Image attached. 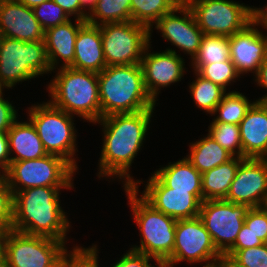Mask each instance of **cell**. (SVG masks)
I'll return each mask as SVG.
<instances>
[{
	"instance_id": "50",
	"label": "cell",
	"mask_w": 267,
	"mask_h": 267,
	"mask_svg": "<svg viewBox=\"0 0 267 267\" xmlns=\"http://www.w3.org/2000/svg\"><path fill=\"white\" fill-rule=\"evenodd\" d=\"M152 267H172L167 262H155Z\"/></svg>"
},
{
	"instance_id": "13",
	"label": "cell",
	"mask_w": 267,
	"mask_h": 267,
	"mask_svg": "<svg viewBox=\"0 0 267 267\" xmlns=\"http://www.w3.org/2000/svg\"><path fill=\"white\" fill-rule=\"evenodd\" d=\"M249 210L247 205L225 200H208L201 203L199 217L221 254H225L235 244Z\"/></svg>"
},
{
	"instance_id": "20",
	"label": "cell",
	"mask_w": 267,
	"mask_h": 267,
	"mask_svg": "<svg viewBox=\"0 0 267 267\" xmlns=\"http://www.w3.org/2000/svg\"><path fill=\"white\" fill-rule=\"evenodd\" d=\"M85 23L86 21L72 18L63 24L48 28L45 31L44 41L52 71L58 68L70 67L73 64L75 40L79 29Z\"/></svg>"
},
{
	"instance_id": "45",
	"label": "cell",
	"mask_w": 267,
	"mask_h": 267,
	"mask_svg": "<svg viewBox=\"0 0 267 267\" xmlns=\"http://www.w3.org/2000/svg\"><path fill=\"white\" fill-rule=\"evenodd\" d=\"M254 18L260 25V28L265 29L264 32H267V5L264 7H254Z\"/></svg>"
},
{
	"instance_id": "32",
	"label": "cell",
	"mask_w": 267,
	"mask_h": 267,
	"mask_svg": "<svg viewBox=\"0 0 267 267\" xmlns=\"http://www.w3.org/2000/svg\"><path fill=\"white\" fill-rule=\"evenodd\" d=\"M131 21V0H98L86 22L92 25Z\"/></svg>"
},
{
	"instance_id": "14",
	"label": "cell",
	"mask_w": 267,
	"mask_h": 267,
	"mask_svg": "<svg viewBox=\"0 0 267 267\" xmlns=\"http://www.w3.org/2000/svg\"><path fill=\"white\" fill-rule=\"evenodd\" d=\"M149 29L150 40H152L153 29H156L163 37L162 39L169 41L171 46L179 49L174 48V50L168 47L166 50L175 53L181 51L189 56L188 59L191 58L190 61L197 55L204 36L202 30L198 27L192 10L184 1L170 13L163 15Z\"/></svg>"
},
{
	"instance_id": "28",
	"label": "cell",
	"mask_w": 267,
	"mask_h": 267,
	"mask_svg": "<svg viewBox=\"0 0 267 267\" xmlns=\"http://www.w3.org/2000/svg\"><path fill=\"white\" fill-rule=\"evenodd\" d=\"M255 101V99L249 100L244 93L236 90L226 92L216 106L212 114L216 116L211 122L239 125Z\"/></svg>"
},
{
	"instance_id": "21",
	"label": "cell",
	"mask_w": 267,
	"mask_h": 267,
	"mask_svg": "<svg viewBox=\"0 0 267 267\" xmlns=\"http://www.w3.org/2000/svg\"><path fill=\"white\" fill-rule=\"evenodd\" d=\"M239 127L242 158L267 157V103L255 101Z\"/></svg>"
},
{
	"instance_id": "24",
	"label": "cell",
	"mask_w": 267,
	"mask_h": 267,
	"mask_svg": "<svg viewBox=\"0 0 267 267\" xmlns=\"http://www.w3.org/2000/svg\"><path fill=\"white\" fill-rule=\"evenodd\" d=\"M154 173L167 187L173 191H189L191 194L202 193V174L184 156L168 165H160Z\"/></svg>"
},
{
	"instance_id": "46",
	"label": "cell",
	"mask_w": 267,
	"mask_h": 267,
	"mask_svg": "<svg viewBox=\"0 0 267 267\" xmlns=\"http://www.w3.org/2000/svg\"><path fill=\"white\" fill-rule=\"evenodd\" d=\"M217 263L219 267H245L226 254H222Z\"/></svg>"
},
{
	"instance_id": "1",
	"label": "cell",
	"mask_w": 267,
	"mask_h": 267,
	"mask_svg": "<svg viewBox=\"0 0 267 267\" xmlns=\"http://www.w3.org/2000/svg\"><path fill=\"white\" fill-rule=\"evenodd\" d=\"M154 111L148 109L137 113L112 114L93 123L103 127L97 178L106 181L117 179L123 184L122 187L134 185L136 180L131 175V166L144 147Z\"/></svg>"
},
{
	"instance_id": "49",
	"label": "cell",
	"mask_w": 267,
	"mask_h": 267,
	"mask_svg": "<svg viewBox=\"0 0 267 267\" xmlns=\"http://www.w3.org/2000/svg\"><path fill=\"white\" fill-rule=\"evenodd\" d=\"M20 3H23L27 7L33 8L37 5H40L42 2L48 1V0H16Z\"/></svg>"
},
{
	"instance_id": "16",
	"label": "cell",
	"mask_w": 267,
	"mask_h": 267,
	"mask_svg": "<svg viewBox=\"0 0 267 267\" xmlns=\"http://www.w3.org/2000/svg\"><path fill=\"white\" fill-rule=\"evenodd\" d=\"M151 43L150 40L140 64L143 70L145 89L152 100L159 104L157 101L161 90L181 82L189 70H186L184 55L168 50L151 52L153 49Z\"/></svg>"
},
{
	"instance_id": "31",
	"label": "cell",
	"mask_w": 267,
	"mask_h": 267,
	"mask_svg": "<svg viewBox=\"0 0 267 267\" xmlns=\"http://www.w3.org/2000/svg\"><path fill=\"white\" fill-rule=\"evenodd\" d=\"M98 244H92L91 246L82 247L76 252V255L88 266V267H101L99 265V248ZM157 262L153 257L146 254L129 250L117 258L116 262L111 264L110 267H152V263ZM152 262V263H151Z\"/></svg>"
},
{
	"instance_id": "11",
	"label": "cell",
	"mask_w": 267,
	"mask_h": 267,
	"mask_svg": "<svg viewBox=\"0 0 267 267\" xmlns=\"http://www.w3.org/2000/svg\"><path fill=\"white\" fill-rule=\"evenodd\" d=\"M106 66L140 64L150 29L133 21L99 25Z\"/></svg>"
},
{
	"instance_id": "12",
	"label": "cell",
	"mask_w": 267,
	"mask_h": 267,
	"mask_svg": "<svg viewBox=\"0 0 267 267\" xmlns=\"http://www.w3.org/2000/svg\"><path fill=\"white\" fill-rule=\"evenodd\" d=\"M221 255L199 216L176 221L173 253L166 261L172 267L185 261L191 267L209 265L217 262Z\"/></svg>"
},
{
	"instance_id": "23",
	"label": "cell",
	"mask_w": 267,
	"mask_h": 267,
	"mask_svg": "<svg viewBox=\"0 0 267 267\" xmlns=\"http://www.w3.org/2000/svg\"><path fill=\"white\" fill-rule=\"evenodd\" d=\"M18 118L7 132L11 162L38 159L46 156L42 141L32 122Z\"/></svg>"
},
{
	"instance_id": "51",
	"label": "cell",
	"mask_w": 267,
	"mask_h": 267,
	"mask_svg": "<svg viewBox=\"0 0 267 267\" xmlns=\"http://www.w3.org/2000/svg\"><path fill=\"white\" fill-rule=\"evenodd\" d=\"M201 267H219L218 263L215 262L213 264H209V265H204V266H201Z\"/></svg>"
},
{
	"instance_id": "42",
	"label": "cell",
	"mask_w": 267,
	"mask_h": 267,
	"mask_svg": "<svg viewBox=\"0 0 267 267\" xmlns=\"http://www.w3.org/2000/svg\"><path fill=\"white\" fill-rule=\"evenodd\" d=\"M253 81L255 86L265 89L267 92V57L264 59L263 63L259 66L258 72L253 76ZM256 101L267 102V93H265L261 98H257Z\"/></svg>"
},
{
	"instance_id": "15",
	"label": "cell",
	"mask_w": 267,
	"mask_h": 267,
	"mask_svg": "<svg viewBox=\"0 0 267 267\" xmlns=\"http://www.w3.org/2000/svg\"><path fill=\"white\" fill-rule=\"evenodd\" d=\"M145 182V184L143 183ZM145 186L141 197L154 209L176 219H191L199 216L203 194H191L189 191H173L154 173L146 181L136 179L132 186Z\"/></svg>"
},
{
	"instance_id": "35",
	"label": "cell",
	"mask_w": 267,
	"mask_h": 267,
	"mask_svg": "<svg viewBox=\"0 0 267 267\" xmlns=\"http://www.w3.org/2000/svg\"><path fill=\"white\" fill-rule=\"evenodd\" d=\"M32 10L34 16L45 31L48 28L63 24L71 19L62 7L53 0L42 2L40 5L33 7Z\"/></svg>"
},
{
	"instance_id": "26",
	"label": "cell",
	"mask_w": 267,
	"mask_h": 267,
	"mask_svg": "<svg viewBox=\"0 0 267 267\" xmlns=\"http://www.w3.org/2000/svg\"><path fill=\"white\" fill-rule=\"evenodd\" d=\"M188 145L189 151L185 157L201 174L226 163L234 157L208 133Z\"/></svg>"
},
{
	"instance_id": "38",
	"label": "cell",
	"mask_w": 267,
	"mask_h": 267,
	"mask_svg": "<svg viewBox=\"0 0 267 267\" xmlns=\"http://www.w3.org/2000/svg\"><path fill=\"white\" fill-rule=\"evenodd\" d=\"M244 223L264 243H267V211L263 207L250 208Z\"/></svg>"
},
{
	"instance_id": "27",
	"label": "cell",
	"mask_w": 267,
	"mask_h": 267,
	"mask_svg": "<svg viewBox=\"0 0 267 267\" xmlns=\"http://www.w3.org/2000/svg\"><path fill=\"white\" fill-rule=\"evenodd\" d=\"M231 59L230 38L223 35H204L197 55L189 63L192 71L203 65L221 63Z\"/></svg>"
},
{
	"instance_id": "10",
	"label": "cell",
	"mask_w": 267,
	"mask_h": 267,
	"mask_svg": "<svg viewBox=\"0 0 267 267\" xmlns=\"http://www.w3.org/2000/svg\"><path fill=\"white\" fill-rule=\"evenodd\" d=\"M192 10L204 35L230 37L244 30L254 18V6L235 0H183Z\"/></svg>"
},
{
	"instance_id": "53",
	"label": "cell",
	"mask_w": 267,
	"mask_h": 267,
	"mask_svg": "<svg viewBox=\"0 0 267 267\" xmlns=\"http://www.w3.org/2000/svg\"><path fill=\"white\" fill-rule=\"evenodd\" d=\"M2 39H3V36H2V34L0 32V50H1V45H2Z\"/></svg>"
},
{
	"instance_id": "41",
	"label": "cell",
	"mask_w": 267,
	"mask_h": 267,
	"mask_svg": "<svg viewBox=\"0 0 267 267\" xmlns=\"http://www.w3.org/2000/svg\"><path fill=\"white\" fill-rule=\"evenodd\" d=\"M11 162L7 133L0 132V174H4Z\"/></svg>"
},
{
	"instance_id": "18",
	"label": "cell",
	"mask_w": 267,
	"mask_h": 267,
	"mask_svg": "<svg viewBox=\"0 0 267 267\" xmlns=\"http://www.w3.org/2000/svg\"><path fill=\"white\" fill-rule=\"evenodd\" d=\"M259 28L254 20L244 30L229 37L231 60L242 77L249 73L254 76L267 57V34Z\"/></svg>"
},
{
	"instance_id": "44",
	"label": "cell",
	"mask_w": 267,
	"mask_h": 267,
	"mask_svg": "<svg viewBox=\"0 0 267 267\" xmlns=\"http://www.w3.org/2000/svg\"><path fill=\"white\" fill-rule=\"evenodd\" d=\"M80 2V20L86 21L95 10L98 0H79Z\"/></svg>"
},
{
	"instance_id": "2",
	"label": "cell",
	"mask_w": 267,
	"mask_h": 267,
	"mask_svg": "<svg viewBox=\"0 0 267 267\" xmlns=\"http://www.w3.org/2000/svg\"><path fill=\"white\" fill-rule=\"evenodd\" d=\"M74 188L42 186L14 193L12 230L53 238L69 245L67 235L72 227L71 219L62 207L60 195L64 189Z\"/></svg>"
},
{
	"instance_id": "34",
	"label": "cell",
	"mask_w": 267,
	"mask_h": 267,
	"mask_svg": "<svg viewBox=\"0 0 267 267\" xmlns=\"http://www.w3.org/2000/svg\"><path fill=\"white\" fill-rule=\"evenodd\" d=\"M197 73L203 78L219 85L226 92H230L234 82L236 83L237 80L240 81L239 79L242 78L231 59L221 63L203 65Z\"/></svg>"
},
{
	"instance_id": "52",
	"label": "cell",
	"mask_w": 267,
	"mask_h": 267,
	"mask_svg": "<svg viewBox=\"0 0 267 267\" xmlns=\"http://www.w3.org/2000/svg\"><path fill=\"white\" fill-rule=\"evenodd\" d=\"M263 208L267 211V197H266V200L264 202Z\"/></svg>"
},
{
	"instance_id": "22",
	"label": "cell",
	"mask_w": 267,
	"mask_h": 267,
	"mask_svg": "<svg viewBox=\"0 0 267 267\" xmlns=\"http://www.w3.org/2000/svg\"><path fill=\"white\" fill-rule=\"evenodd\" d=\"M75 58L72 68L100 73L106 67L100 27L85 23L75 40Z\"/></svg>"
},
{
	"instance_id": "30",
	"label": "cell",
	"mask_w": 267,
	"mask_h": 267,
	"mask_svg": "<svg viewBox=\"0 0 267 267\" xmlns=\"http://www.w3.org/2000/svg\"><path fill=\"white\" fill-rule=\"evenodd\" d=\"M183 0H131V21L151 28L163 15L173 11Z\"/></svg>"
},
{
	"instance_id": "43",
	"label": "cell",
	"mask_w": 267,
	"mask_h": 267,
	"mask_svg": "<svg viewBox=\"0 0 267 267\" xmlns=\"http://www.w3.org/2000/svg\"><path fill=\"white\" fill-rule=\"evenodd\" d=\"M62 7L66 14L74 19L80 20V2L79 0H53Z\"/></svg>"
},
{
	"instance_id": "3",
	"label": "cell",
	"mask_w": 267,
	"mask_h": 267,
	"mask_svg": "<svg viewBox=\"0 0 267 267\" xmlns=\"http://www.w3.org/2000/svg\"><path fill=\"white\" fill-rule=\"evenodd\" d=\"M46 84L49 102L68 114L76 115L90 124L101 119L98 73L72 67L52 71Z\"/></svg>"
},
{
	"instance_id": "25",
	"label": "cell",
	"mask_w": 267,
	"mask_h": 267,
	"mask_svg": "<svg viewBox=\"0 0 267 267\" xmlns=\"http://www.w3.org/2000/svg\"><path fill=\"white\" fill-rule=\"evenodd\" d=\"M244 158L231 160L202 173L203 201L225 200L234 180L237 168Z\"/></svg>"
},
{
	"instance_id": "48",
	"label": "cell",
	"mask_w": 267,
	"mask_h": 267,
	"mask_svg": "<svg viewBox=\"0 0 267 267\" xmlns=\"http://www.w3.org/2000/svg\"><path fill=\"white\" fill-rule=\"evenodd\" d=\"M64 267H88L76 254Z\"/></svg>"
},
{
	"instance_id": "8",
	"label": "cell",
	"mask_w": 267,
	"mask_h": 267,
	"mask_svg": "<svg viewBox=\"0 0 267 267\" xmlns=\"http://www.w3.org/2000/svg\"><path fill=\"white\" fill-rule=\"evenodd\" d=\"M52 70L44 40L22 41L3 37L0 50V88L13 89Z\"/></svg>"
},
{
	"instance_id": "33",
	"label": "cell",
	"mask_w": 267,
	"mask_h": 267,
	"mask_svg": "<svg viewBox=\"0 0 267 267\" xmlns=\"http://www.w3.org/2000/svg\"><path fill=\"white\" fill-rule=\"evenodd\" d=\"M208 134L234 157L242 158L240 127L235 124L211 122Z\"/></svg>"
},
{
	"instance_id": "17",
	"label": "cell",
	"mask_w": 267,
	"mask_h": 267,
	"mask_svg": "<svg viewBox=\"0 0 267 267\" xmlns=\"http://www.w3.org/2000/svg\"><path fill=\"white\" fill-rule=\"evenodd\" d=\"M267 197V163L265 158H244L237 168L225 201L263 207Z\"/></svg>"
},
{
	"instance_id": "39",
	"label": "cell",
	"mask_w": 267,
	"mask_h": 267,
	"mask_svg": "<svg viewBox=\"0 0 267 267\" xmlns=\"http://www.w3.org/2000/svg\"><path fill=\"white\" fill-rule=\"evenodd\" d=\"M4 88H0V132L7 133L13 123L19 118L18 109L10 102V99L5 98Z\"/></svg>"
},
{
	"instance_id": "36",
	"label": "cell",
	"mask_w": 267,
	"mask_h": 267,
	"mask_svg": "<svg viewBox=\"0 0 267 267\" xmlns=\"http://www.w3.org/2000/svg\"><path fill=\"white\" fill-rule=\"evenodd\" d=\"M225 254L245 267H267V243L246 249H229Z\"/></svg>"
},
{
	"instance_id": "7",
	"label": "cell",
	"mask_w": 267,
	"mask_h": 267,
	"mask_svg": "<svg viewBox=\"0 0 267 267\" xmlns=\"http://www.w3.org/2000/svg\"><path fill=\"white\" fill-rule=\"evenodd\" d=\"M49 237L28 235L9 230L3 267H64L82 247Z\"/></svg>"
},
{
	"instance_id": "19",
	"label": "cell",
	"mask_w": 267,
	"mask_h": 267,
	"mask_svg": "<svg viewBox=\"0 0 267 267\" xmlns=\"http://www.w3.org/2000/svg\"><path fill=\"white\" fill-rule=\"evenodd\" d=\"M0 32L3 37L40 41L45 30L34 16L33 10L16 0H0Z\"/></svg>"
},
{
	"instance_id": "37",
	"label": "cell",
	"mask_w": 267,
	"mask_h": 267,
	"mask_svg": "<svg viewBox=\"0 0 267 267\" xmlns=\"http://www.w3.org/2000/svg\"><path fill=\"white\" fill-rule=\"evenodd\" d=\"M13 193L4 175L0 174V229L12 230Z\"/></svg>"
},
{
	"instance_id": "47",
	"label": "cell",
	"mask_w": 267,
	"mask_h": 267,
	"mask_svg": "<svg viewBox=\"0 0 267 267\" xmlns=\"http://www.w3.org/2000/svg\"><path fill=\"white\" fill-rule=\"evenodd\" d=\"M9 230L0 229V267H3L5 260V244L7 239V234Z\"/></svg>"
},
{
	"instance_id": "5",
	"label": "cell",
	"mask_w": 267,
	"mask_h": 267,
	"mask_svg": "<svg viewBox=\"0 0 267 267\" xmlns=\"http://www.w3.org/2000/svg\"><path fill=\"white\" fill-rule=\"evenodd\" d=\"M132 218L139 230L140 244L130 249L166 262L173 253L176 219L154 209L139 194L140 189L123 187Z\"/></svg>"
},
{
	"instance_id": "6",
	"label": "cell",
	"mask_w": 267,
	"mask_h": 267,
	"mask_svg": "<svg viewBox=\"0 0 267 267\" xmlns=\"http://www.w3.org/2000/svg\"><path fill=\"white\" fill-rule=\"evenodd\" d=\"M25 110L27 118L36 128L45 151L64 158L79 171L78 157H76L79 147L78 132L74 115L54 107L48 100L31 103Z\"/></svg>"
},
{
	"instance_id": "4",
	"label": "cell",
	"mask_w": 267,
	"mask_h": 267,
	"mask_svg": "<svg viewBox=\"0 0 267 267\" xmlns=\"http://www.w3.org/2000/svg\"><path fill=\"white\" fill-rule=\"evenodd\" d=\"M101 118L155 109L148 95L141 64L106 66L98 73Z\"/></svg>"
},
{
	"instance_id": "29",
	"label": "cell",
	"mask_w": 267,
	"mask_h": 267,
	"mask_svg": "<svg viewBox=\"0 0 267 267\" xmlns=\"http://www.w3.org/2000/svg\"><path fill=\"white\" fill-rule=\"evenodd\" d=\"M192 72L195 75V80L192 79V82H188V92L191 93L194 106L212 117L216 106L220 103L226 91L211 80L203 78L196 71Z\"/></svg>"
},
{
	"instance_id": "9",
	"label": "cell",
	"mask_w": 267,
	"mask_h": 267,
	"mask_svg": "<svg viewBox=\"0 0 267 267\" xmlns=\"http://www.w3.org/2000/svg\"><path fill=\"white\" fill-rule=\"evenodd\" d=\"M79 173L64 158L47 154L38 159L10 162L3 174L12 193L34 187H74Z\"/></svg>"
},
{
	"instance_id": "40",
	"label": "cell",
	"mask_w": 267,
	"mask_h": 267,
	"mask_svg": "<svg viewBox=\"0 0 267 267\" xmlns=\"http://www.w3.org/2000/svg\"><path fill=\"white\" fill-rule=\"evenodd\" d=\"M262 244H264V242L255 236L244 223L237 235L235 244L230 249H246L260 246Z\"/></svg>"
}]
</instances>
